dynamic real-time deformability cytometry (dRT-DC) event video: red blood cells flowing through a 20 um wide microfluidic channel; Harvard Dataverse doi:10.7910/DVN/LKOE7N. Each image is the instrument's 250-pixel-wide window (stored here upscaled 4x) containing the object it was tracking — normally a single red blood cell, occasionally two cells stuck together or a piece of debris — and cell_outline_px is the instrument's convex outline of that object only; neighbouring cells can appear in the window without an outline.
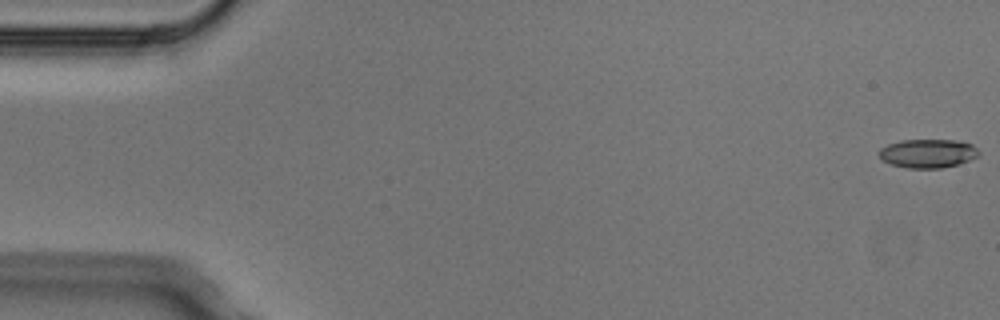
{"species": "Egyptian fruit bat (a non-hibernating species)", "species_latin": "Rousettus aegyptiacus", "temperature_condition": "cold", "stored_images_in_passage": 4, "camera_frame_rate_fps": 3000, "um_per_image_px": 0.085, "animal": {"sex": "male"}, "frame": {"image": 1, "passage_image": 1, "time_ms": 0.0, "image_size_px": [1000, 320], "cell_outline_px": [[980, 152], [976, 156], [960, 164], [940, 168], [908, 168], [892, 164], [880, 160], [880, 148], [888, 144], [900, 140], [956, 140], [972, 144]], "centroid_in_image_um": [78.85, 13.04], "position_along_channel_um": 6.1, "area_um2": 16.65}}
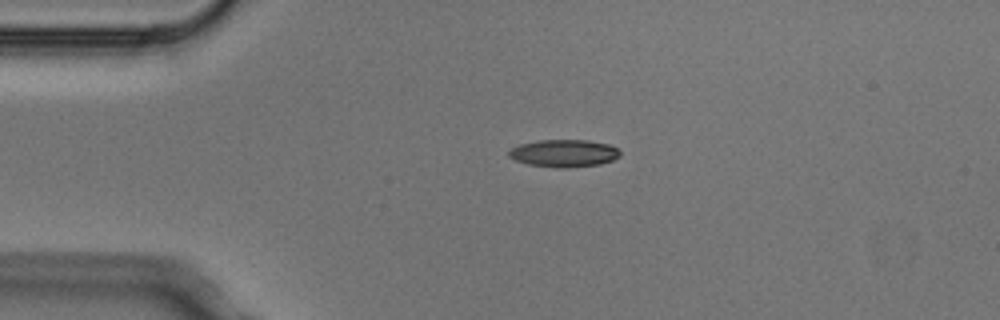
{"frame": {"image": 2, "passage_image": 4, "time_ms": 1.0, "image_size_px": [1000, 320], "cell_outline_px": [[620, 156], [612, 160], [600, 164], [564, 168], [560, 168], [528, 164], [516, 160], [508, 156], [508, 152], [512, 148], [520, 144], [536, 140], [588, 140], [608, 144], [616, 148], [620, 152]], "centroid_in_image_um": [47.93, 13.02], "position_along_channel_um": 37.1, "area_um2": 17.69}}